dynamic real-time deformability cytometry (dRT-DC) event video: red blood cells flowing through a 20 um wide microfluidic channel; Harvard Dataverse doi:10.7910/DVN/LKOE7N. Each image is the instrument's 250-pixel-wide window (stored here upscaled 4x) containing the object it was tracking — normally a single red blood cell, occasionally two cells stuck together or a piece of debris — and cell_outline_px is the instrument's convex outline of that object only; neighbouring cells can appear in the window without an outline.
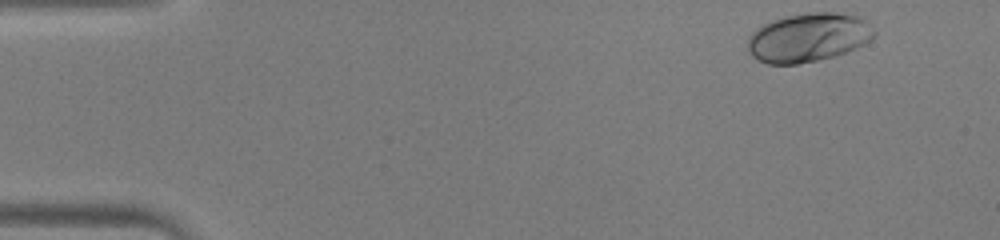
{"species": "human", "species_latin": "Homo sapiens", "temperature_condition": "warm", "stored_images_in_passage": 39, "camera_frame_rate_fps": 3000, "um_per_image_px": 0.085, "donor": {"sex": "male"}, "frame": {"image": 1, "passage_image": 1, "time_ms": 0.0, "image_size_px": [1000, 240], "cell_outline_px": [[876, 36], [864, 44], [856, 48], [832, 56], [816, 60], [796, 64], [768, 64], [756, 60], [752, 56], [748, 48], [748, 36], [756, 28], [772, 20], [784, 16], [808, 12], [836, 12], [860, 16], [876, 32]], "centroid_in_image_um": [68.69, 3.17], "position_along_channel_um": 16.3, "area_um2": 36.07}}
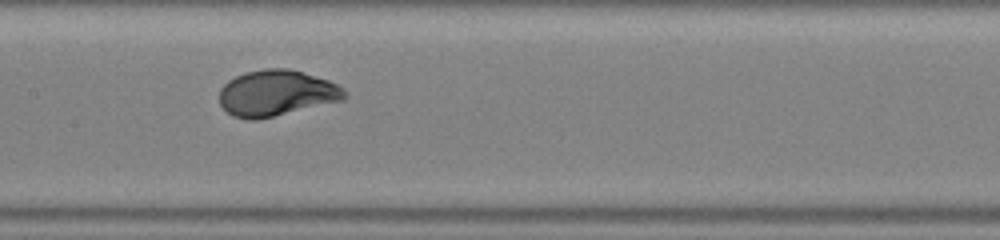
{"frame": {"image": 2, "passage_image": 21, "time_ms": 6.667, "image_size_px": [1000, 240], "cell_outline_px": [[348, 96], [344, 100], [256, 120], [248, 120], [232, 116], [220, 104], [220, 88], [228, 80], [244, 72], [264, 68], [288, 68], [328, 80], [344, 88], [348, 92]], "centroid_in_image_um": [23.5, 7.91], "position_along_channel_um": 183.9, "area_um2": 33.64}}
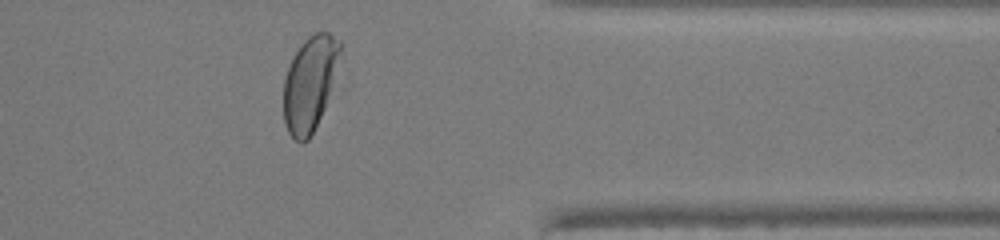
{"frame": {"image": 3, "passage_image": 36, "time_ms": 11.667, "image_size_px": [1000, 240], "cell_outline_px": [[340, 52], [336, 88], [308, 140], [300, 144], [288, 132], [284, 124], [284, 80], [292, 56], [300, 44], [308, 36], [316, 32], [328, 32], [340, 40]], "centroid_in_image_um": [26.38, 7.09], "position_along_channel_um": 385.0, "area_um2": 31.96}, "authors_computed_cell_mechanics": {"area_um2": 33.3506, "velocity_mm_per_s": 4.2669, "shape_relaxation_time_tau1_ms": 2.3857, "shape_relaxation_time_tau2_ms": null, "deformation_change_tau1": 0.1757, "deformation_change_tau2": null}}